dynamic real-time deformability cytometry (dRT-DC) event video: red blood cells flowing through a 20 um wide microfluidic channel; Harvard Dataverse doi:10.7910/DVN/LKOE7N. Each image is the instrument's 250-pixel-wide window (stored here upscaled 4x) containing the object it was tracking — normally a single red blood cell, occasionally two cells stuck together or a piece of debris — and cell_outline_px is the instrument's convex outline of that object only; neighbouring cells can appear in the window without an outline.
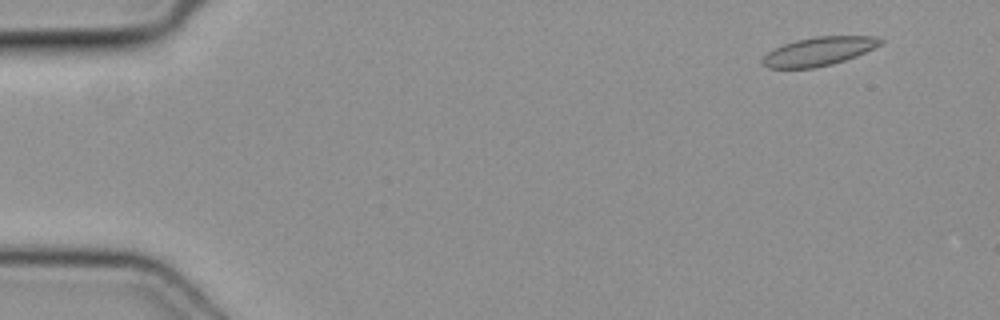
{"species": "common noctule bat (a hibernating species)", "species_latin": "Nyctalus noctula", "temperature_condition": "cold", "stored_images_in_passage": 53, "camera_frame_rate_fps": 3000, "um_per_image_px": 0.085, "animal": {"sex": "female", "body_mass_g": 19.3, "forearm_length_mm": 54.1}, "frame": {"image": 1, "passage_image": 4, "time_ms": 1.0, "image_size_px": [1000, 320], "cell_outline_px": [[884, 44], [856, 56], [832, 64], [816, 68], [768, 68], [760, 60], [772, 48], [796, 40], [816, 36], [876, 36], [884, 40]], "centroid_in_image_um": [69.62, 4.36], "position_along_channel_um": 15.4, "area_um2": 19.83}}
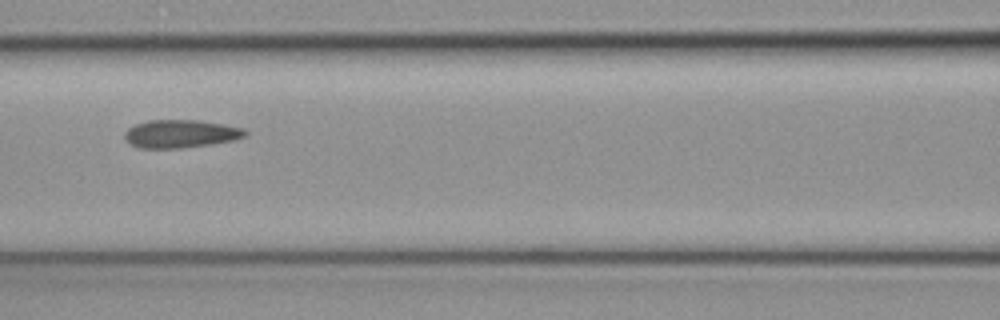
{"frame": {"image": 2, "passage_image": 22, "time_ms": 7.0, "image_size_px": [1000, 320], "cell_outline_px": [[248, 132], [244, 136], [232, 140], [212, 144], [180, 148], [140, 148], [124, 140], [124, 132], [128, 128], [136, 124], [148, 120], [200, 120], [224, 124], [244, 128]], "centroid_in_image_um": [15.34, 11.36], "position_along_channel_um": 151.3, "area_um2": 19.71}}
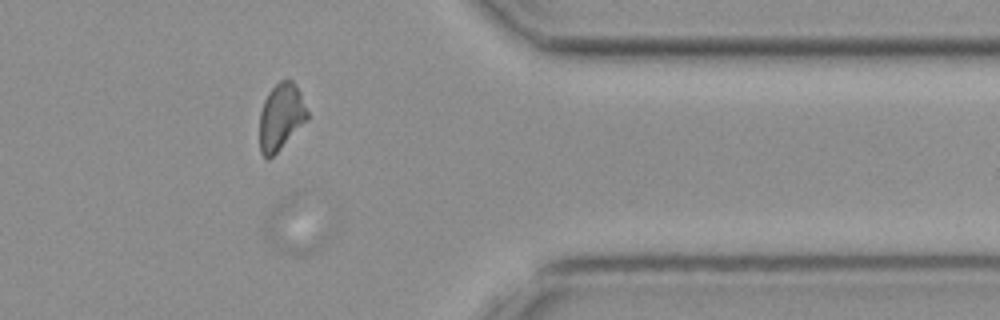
{"frame": {"image": 3, "passage_image": 40, "time_ms": 13.0, "image_size_px": [1000, 320], "cell_outline_px": [[324, 244], [316, 252], [308, 256], [292, 256], [280, 252], [264, 236], [264, 220], [276, 200], [284, 196], [304, 188], [324, 236]], "centroid_in_image_um": [24.98, 19.19], "position_along_channel_um": 386.4, "area_um2": 20.81}}